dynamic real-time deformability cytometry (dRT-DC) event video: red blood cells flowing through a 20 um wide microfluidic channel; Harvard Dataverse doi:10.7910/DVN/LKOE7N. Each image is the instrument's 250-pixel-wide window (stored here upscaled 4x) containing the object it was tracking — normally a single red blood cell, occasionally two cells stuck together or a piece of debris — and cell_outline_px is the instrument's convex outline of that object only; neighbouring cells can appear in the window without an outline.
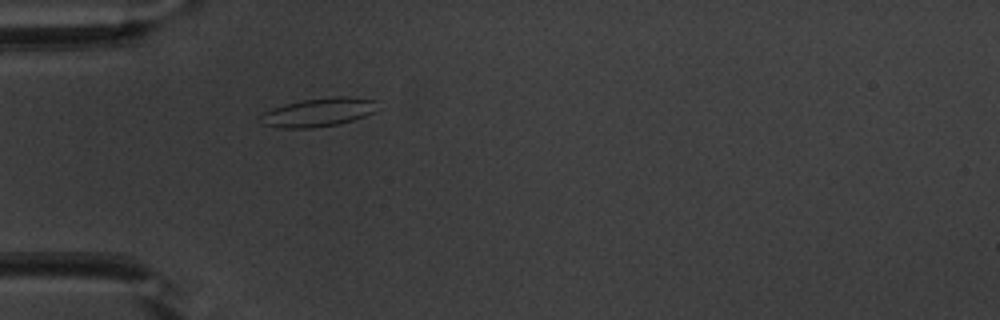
{"species": "common noctule bat (a hibernating species)", "species_latin": "Nyctalus noctula", "temperature_condition": "warm", "stored_images_in_passage": 45, "camera_frame_rate_fps": 3000, "um_per_image_px": 0.085, "animal": {"sex": "male", "body_mass_g": 20.1, "forearm_length_mm": 53.5}, "frame": {"image": 1, "passage_image": 9, "time_ms": 2.667, "image_size_px": [1000, 320], "cell_outline_px": [[376, 100], [372, 112], [364, 116], [340, 124], [312, 128], [276, 128], [264, 124], [260, 116], [264, 112], [272, 108], [284, 104], [304, 100], [332, 96], [344, 96]], "centroid_in_image_um": [27.02, 9.55], "position_along_channel_um": 58.0, "area_um2": 19.25}}
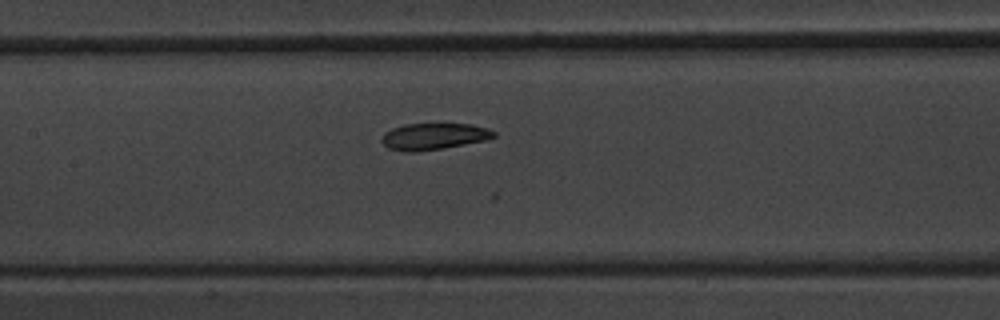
{"frame": {"image": 2, "passage_image": 18, "time_ms": 5.667, "image_size_px": [1000, 320], "cell_outline_px": [[496, 136], [484, 140], [444, 148], [412, 152], [388, 148], [380, 140], [384, 132], [392, 128], [404, 124], [472, 124], [488, 128], [496, 132]], "centroid_in_image_um": [36.86, 11.58], "position_along_channel_um": 170.5, "area_um2": 17.22}}
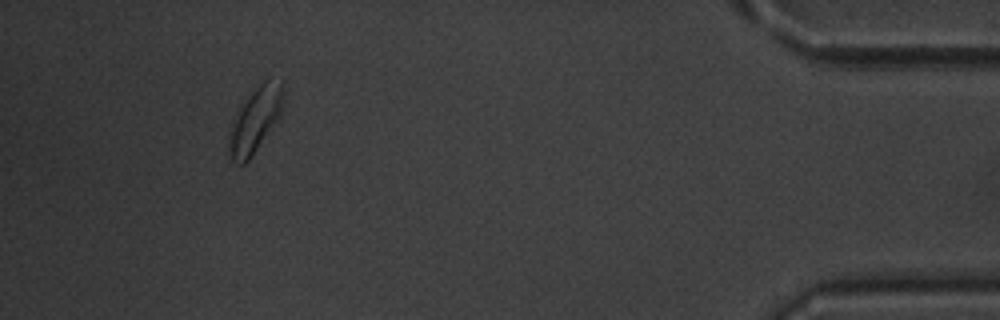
{"frame": {"image": 3, "passage_image": 41, "time_ms": 13.333, "image_size_px": [1000, 320], "cell_outline_px": [[284, 96], [280, 116], [248, 160], [244, 164], [236, 164], [232, 160], [228, 152], [228, 132], [232, 116], [240, 100], [248, 88], [264, 80], [284, 80]], "centroid_in_image_um": [21.63, 10.08], "position_along_channel_um": 413.6, "area_um2": 21.79}, "authors_computed_cell_mechanics": {"area_um2": 18.3226, "velocity_mm_per_s": 3.9359, "shape_relaxation_time_tau1_ms": null, "shape_relaxation_time_tau2_ms": 4.91, "deformation_change_tau1": null, "deformation_change_tau2": 0.1033}}